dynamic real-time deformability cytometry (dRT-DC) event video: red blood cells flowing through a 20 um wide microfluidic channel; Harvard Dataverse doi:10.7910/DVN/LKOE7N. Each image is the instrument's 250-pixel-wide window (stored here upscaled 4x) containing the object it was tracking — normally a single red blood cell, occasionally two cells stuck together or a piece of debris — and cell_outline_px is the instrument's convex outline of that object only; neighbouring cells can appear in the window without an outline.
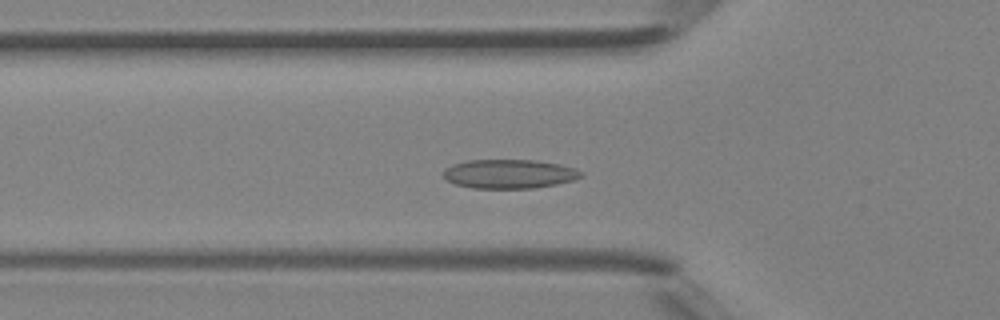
{"species": "Egyptian fruit bat (a non-hibernating species)", "species_latin": "Rousettus aegyptiacus", "temperature_condition": "room temperature", "stored_images_in_passage": 45, "camera_frame_rate_fps": 3000, "um_per_image_px": 0.085, "animal": {"sex": "female"}, "frame": {"image": 1, "passage_image": 14, "time_ms": 4.333, "image_size_px": [1000, 320], "cell_outline_px": [[584, 176], [572, 180], [556, 184], [536, 188], [472, 188], [456, 184], [448, 180], [444, 176], [444, 168], [452, 164], [468, 160], [532, 160], [560, 164], [576, 168], [584, 172]], "centroid_in_image_um": [43.32, 14.78], "position_along_channel_um": 82.5, "area_um2": 23.35}}
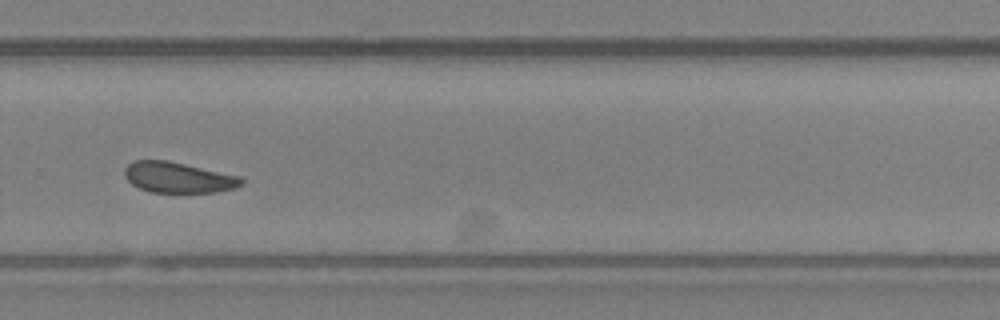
{"frame": {"image": 2, "passage_image": 30, "time_ms": 9.667, "image_size_px": [1000, 320], "cell_outline_px": [[244, 184], [236, 188], [216, 192], [152, 192], [140, 188], [132, 184], [124, 176], [124, 168], [132, 160], [168, 160], [240, 176], [244, 180]], "centroid_in_image_um": [15.15, 15.08], "position_along_channel_um": 314.6, "area_um2": 20.98}}
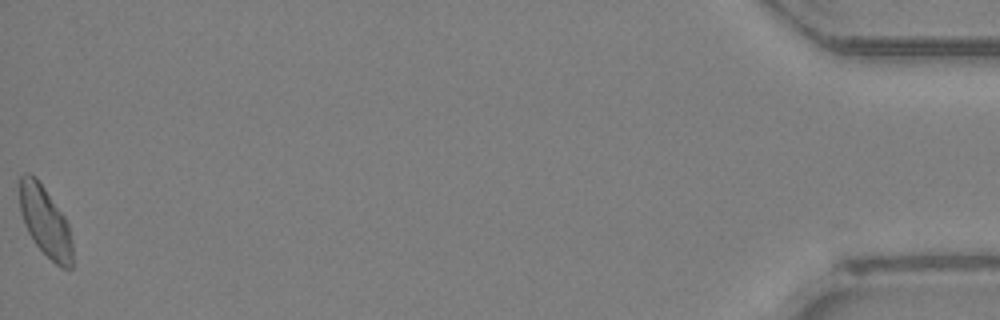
{"frame": {"image": 3, "passage_image": 45, "time_ms": 14.667, "image_size_px": [1000, 320], "cell_outline_px": [[72, 268], [60, 268], [36, 244], [28, 232], [24, 224], [20, 208], [20, 176], [24, 172], [28, 172], [36, 176], [64, 216], [68, 224], [72, 240]], "centroid_in_image_um": [3.84, 18.81], "position_along_channel_um": 431.4, "area_um2": 21.44}, "authors_computed_cell_mechanics": {"area_um2": 21.8484, "velocity_mm_per_s": 4.3598, "shape_relaxation_time_tau1_ms": 3.7788, "shape_relaxation_time_tau2_ms": 3.2036, "deformation_change_tau1": 0.0731, "deformation_change_tau2": 0.0722}}